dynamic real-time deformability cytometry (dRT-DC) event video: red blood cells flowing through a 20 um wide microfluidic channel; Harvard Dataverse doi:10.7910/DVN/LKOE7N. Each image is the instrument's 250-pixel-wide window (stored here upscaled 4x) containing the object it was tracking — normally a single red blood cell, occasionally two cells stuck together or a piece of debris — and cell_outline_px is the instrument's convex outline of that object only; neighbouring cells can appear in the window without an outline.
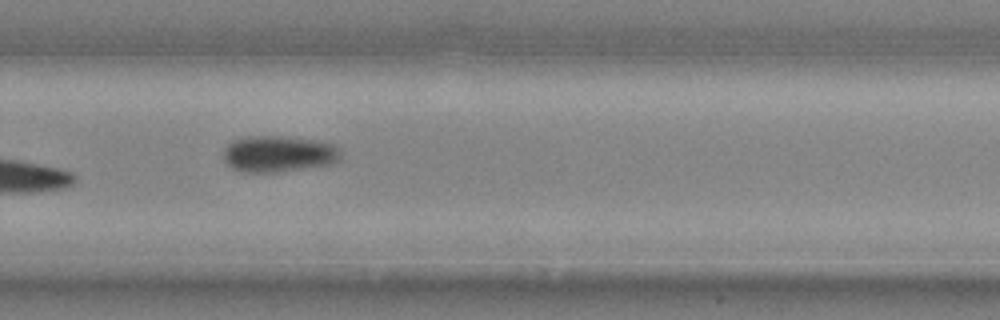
{"species": "common noctule bat (a hibernating species)", "species_latin": "Nyctalus noctula", "temperature_condition": "cold", "stored_images_in_passage": 22, "camera_frame_rate_fps": 3000, "um_per_image_px": 0.085, "animal": {"sex": "male", "body_mass_g": 20.4}, "frame": {"image": 1, "passage_image": 19, "time_ms": 6.0, "image_size_px": [1000, 320], "cell_outline_px": [[340, 160], [332, 164], [276, 172], [240, 172], [232, 168], [224, 160], [224, 148], [232, 140], [248, 136], [280, 136], [320, 140], [336, 144], [340, 148]], "centroid_in_image_um": [23.7, 13.07], "position_along_channel_um": 306.1, "area_um2": 25.14}}
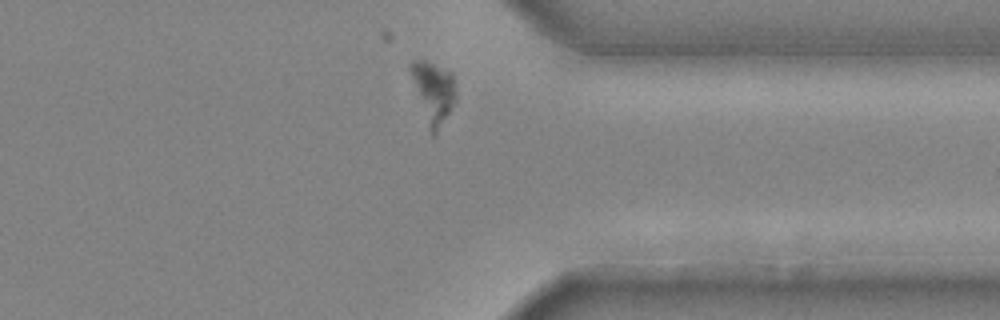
{"frame": {"image": 2, "passage_image": 22, "time_ms": 7.0, "image_size_px": [1000, 320], "cell_outline_px": [[456, 100], [436, 136], [432, 136], [428, 128], [408, 68], [408, 64], [412, 60], [424, 60], [452, 72], [456, 96]], "centroid_in_image_um": [36.82, 7.84], "position_along_channel_um": 374.6, "area_um2": 16.18}}